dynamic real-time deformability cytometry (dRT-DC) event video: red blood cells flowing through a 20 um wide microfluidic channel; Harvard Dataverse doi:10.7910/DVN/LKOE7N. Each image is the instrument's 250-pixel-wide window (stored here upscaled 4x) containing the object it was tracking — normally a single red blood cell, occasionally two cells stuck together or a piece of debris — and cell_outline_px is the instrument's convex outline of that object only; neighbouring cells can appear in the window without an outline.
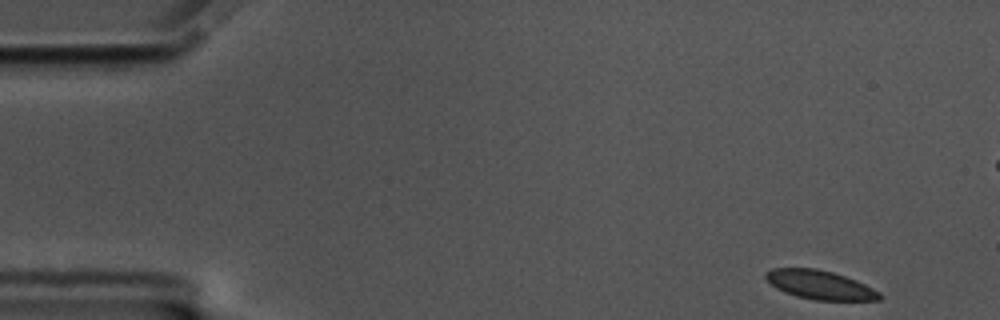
{"species": "common noctule bat (a hibernating species)", "species_latin": "Nyctalus noctula", "temperature_condition": "cold", "stored_images_in_passage": 56, "camera_frame_rate_fps": 3000, "um_per_image_px": 0.085, "animal": {"sex": "male", "body_mass_g": 17.5, "forearm_length_mm": 52.3}, "frame": {"image": 1, "passage_image": 1, "time_ms": 0.0, "image_size_px": [1000, 320], "cell_outline_px": [[884, 296], [880, 300], [816, 300], [796, 296], [784, 292], [776, 288], [764, 276], [764, 272], [772, 268], [816, 268], [832, 272], [856, 280], [880, 292]], "centroid_in_image_um": [69.69, 24.21], "position_along_channel_um": 15.3, "area_um2": 19.13}}
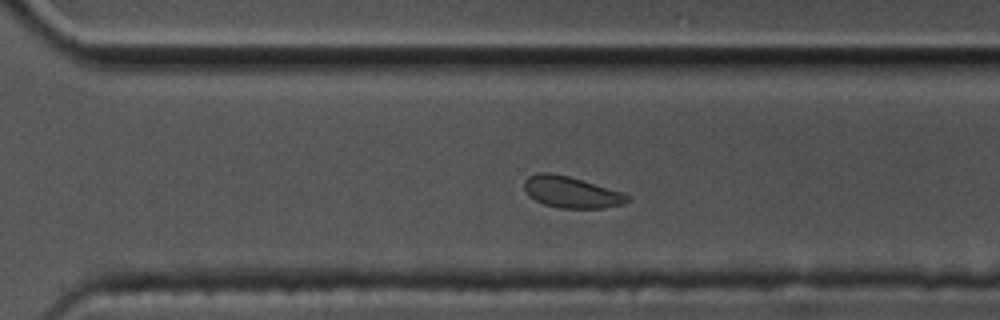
{"frame": {"image": 2, "passage_image": 37, "time_ms": 12.0, "image_size_px": [1000, 320], "cell_outline_px": [[628, 200], [624, 204], [600, 208], [560, 208], [544, 204], [528, 196], [524, 188], [524, 180], [528, 176], [536, 172], [552, 172], [568, 176], [624, 192], [628, 196]], "centroid_in_image_um": [48.52, 16.32], "position_along_channel_um": 322.1, "area_um2": 18.9}}
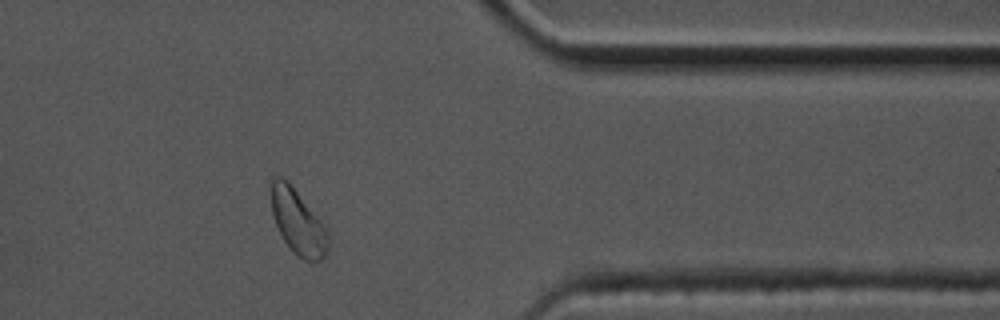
{"frame": {"image": 3, "passage_image": 44, "time_ms": 14.333, "image_size_px": [1000, 320], "cell_outline_px": [[328, 248], [324, 260], [304, 260], [296, 256], [284, 240], [276, 224], [272, 212], [272, 176], [280, 176], [288, 180], [292, 184], [324, 224], [328, 232]], "centroid_in_image_um": [25.34, 18.86], "position_along_channel_um": 386.1, "area_um2": 21.56}, "authors_computed_cell_mechanics": {"area_um2": 19.8543, "velocity_mm_per_s": 3.4355, "shape_relaxation_time_tau1_ms": 3.2091, "shape_relaxation_time_tau2_ms": null, "deformation_change_tau1": 0.0585, "deformation_change_tau2": null}}